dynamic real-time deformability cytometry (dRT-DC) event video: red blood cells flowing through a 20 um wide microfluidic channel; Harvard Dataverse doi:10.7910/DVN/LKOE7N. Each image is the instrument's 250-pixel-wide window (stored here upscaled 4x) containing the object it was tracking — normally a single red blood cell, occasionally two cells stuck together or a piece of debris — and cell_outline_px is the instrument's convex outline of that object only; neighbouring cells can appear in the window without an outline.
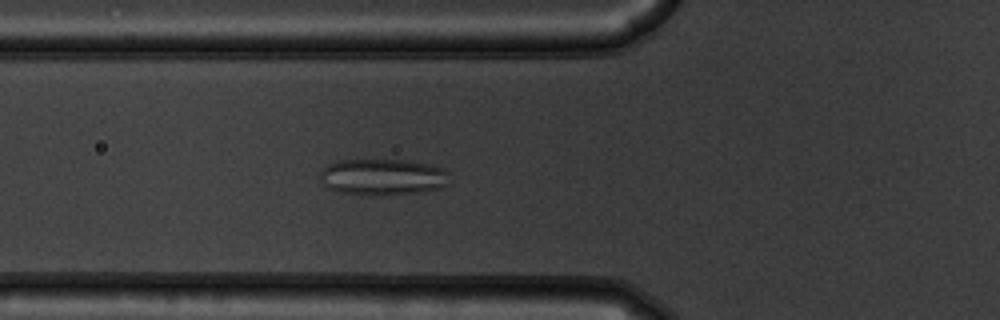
{"species": "common noctule bat (a hibernating species)", "species_latin": "Nyctalus noctula", "temperature_condition": "warm", "stored_images_in_passage": 54, "camera_frame_rate_fps": 3000, "um_per_image_px": 0.085, "animal": {"sex": "male", "body_mass_g": 19.5, "forearm_length_mm": 54.6}, "frame": {"image": 1, "passage_image": 19, "time_ms": 6.0, "image_size_px": [1000, 320], "cell_outline_px": [[448, 184], [444, 188], [420, 192], [340, 192], [328, 188], [320, 180], [320, 172], [328, 164], [336, 160], [408, 160], [428, 164], [444, 168], [448, 172]], "centroid_in_image_um": [32.57, 14.99], "position_along_channel_um": 93.2, "area_um2": 26.59}}
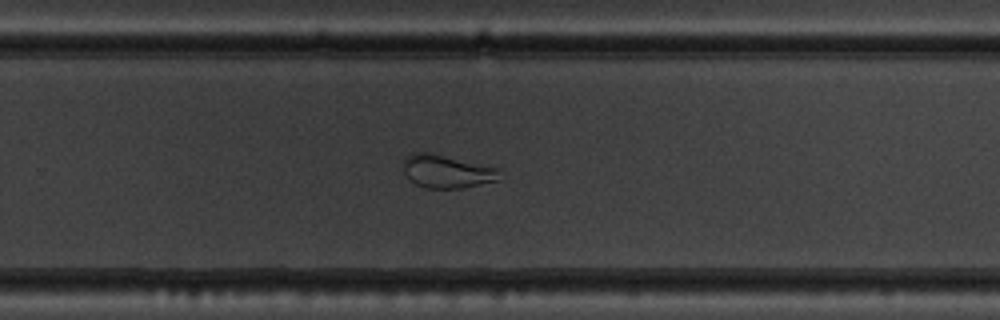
{"frame": {"image": 2, "passage_image": 35, "time_ms": 11.333, "image_size_px": [1000, 320], "cell_outline_px": [[500, 180], [460, 188], [424, 188], [408, 180], [400, 164], [404, 156], [412, 152], [428, 152], [496, 168]], "centroid_in_image_um": [37.84, 14.57], "position_along_channel_um": 292.0, "area_um2": 18.55}}
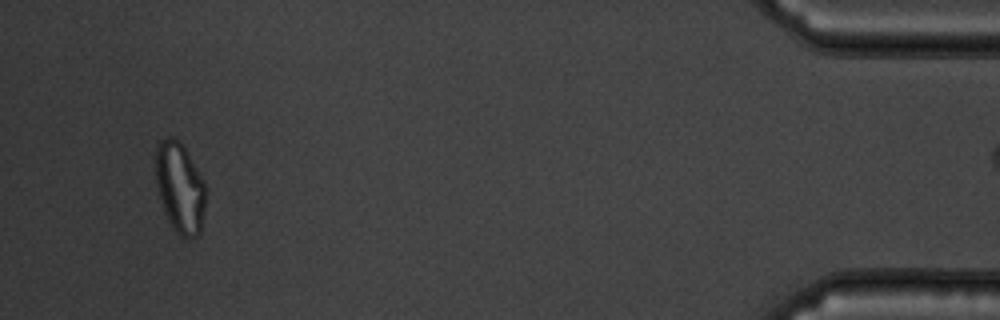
{"frame": {"image": 3, "passage_image": 51, "time_ms": 16.667, "image_size_px": [1000, 320], "cell_outline_px": [[204, 208], [200, 232], [192, 240], [188, 240], [180, 236], [176, 232], [168, 220], [160, 200], [156, 184], [156, 144], [164, 136], [172, 136], [180, 140], [204, 180]], "centroid_in_image_um": [15.27, 15.93], "position_along_channel_um": 419.9, "area_um2": 26.53}, "authors_computed_cell_mechanics": {"area_um2": 25.8655, "velocity_mm_per_s": 3.7269, "shape_relaxation_time_tau1_ms": null, "shape_relaxation_time_tau2_ms": 1.4923, "deformation_change_tau1": null, "deformation_change_tau2": 0.0854}}